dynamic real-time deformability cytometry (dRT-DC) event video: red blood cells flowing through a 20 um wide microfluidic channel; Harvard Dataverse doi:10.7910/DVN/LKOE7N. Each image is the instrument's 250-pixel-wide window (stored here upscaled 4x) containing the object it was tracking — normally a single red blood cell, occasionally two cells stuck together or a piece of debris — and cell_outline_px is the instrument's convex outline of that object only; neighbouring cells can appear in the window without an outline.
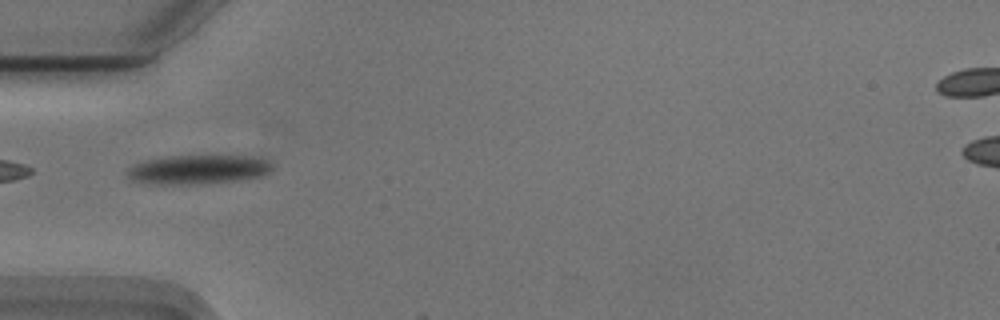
{"species": "Egyptian fruit bat (a non-hibernating species)", "species_latin": "Rousettus aegyptiacus", "temperature_condition": "cold", "stored_images_in_passage": 33, "camera_frame_rate_fps": 3000, "um_per_image_px": 0.085, "animal": {"sex": "male"}, "frame": {"image": 1, "passage_image": 1, "time_ms": 0.0, "image_size_px": [1000, 320], "cell_outline_px": [[272, 168], [268, 172], [260, 176], [236, 180], [204, 184], [148, 184], [132, 180], [124, 172], [128, 168], [136, 164], [148, 160], [172, 156], [240, 156], [268, 160], [272, 164]], "centroid_in_image_um": [16.79, 14.42], "position_along_channel_um": 68.2, "area_um2": 24.33}}
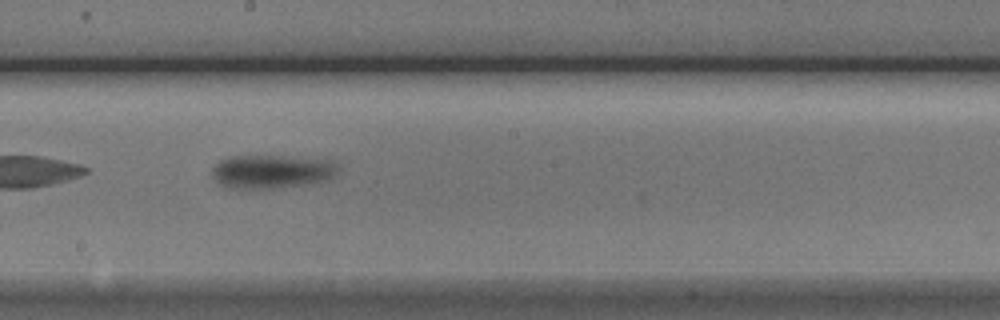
{"frame": {"image": 2, "passage_image": 14, "time_ms": 4.333, "image_size_px": [1000, 320], "cell_outline_px": [[336, 168], [332, 176], [328, 180], [308, 184], [272, 188], [228, 188], [220, 184], [212, 176], [212, 168], [220, 160], [240, 156], [268, 156], [316, 160], [332, 164]], "centroid_in_image_um": [22.96, 14.62], "position_along_channel_um": 225.2, "area_um2": 23.52}}
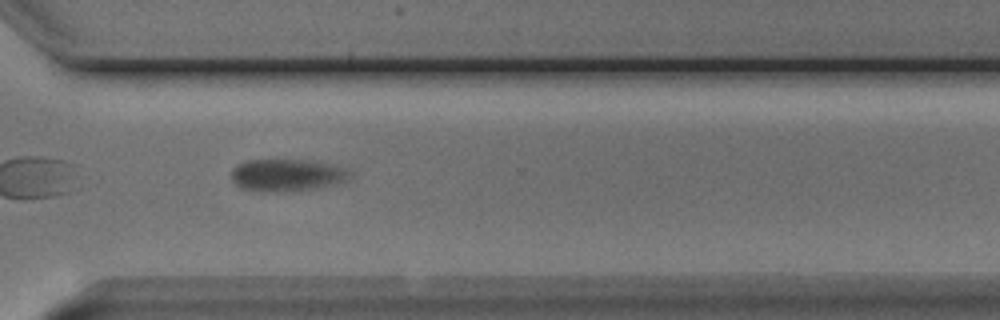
{"frame": {"image": 3, "passage_image": 24, "time_ms": 7.667, "image_size_px": [1000, 320], "cell_outline_px": [[352, 176], [336, 184], [316, 188], [292, 192], [256, 192], [240, 188], [232, 180], [232, 172], [240, 164], [248, 160], [304, 160], [324, 164], [352, 172]], "centroid_in_image_um": [24.33, 14.93], "position_along_channel_um": 346.3, "area_um2": 21.96}, "authors_computed_cell_mechanics": {"area_um2": 23.1778, "velocity_mm_per_s": 3.6386, "shape_relaxation_time_tau1_ms": 2.6695, "shape_relaxation_time_tau2_ms": 1.4804, "deformation_change_tau1": 0.0905, "deformation_change_tau2": 0.0393}}